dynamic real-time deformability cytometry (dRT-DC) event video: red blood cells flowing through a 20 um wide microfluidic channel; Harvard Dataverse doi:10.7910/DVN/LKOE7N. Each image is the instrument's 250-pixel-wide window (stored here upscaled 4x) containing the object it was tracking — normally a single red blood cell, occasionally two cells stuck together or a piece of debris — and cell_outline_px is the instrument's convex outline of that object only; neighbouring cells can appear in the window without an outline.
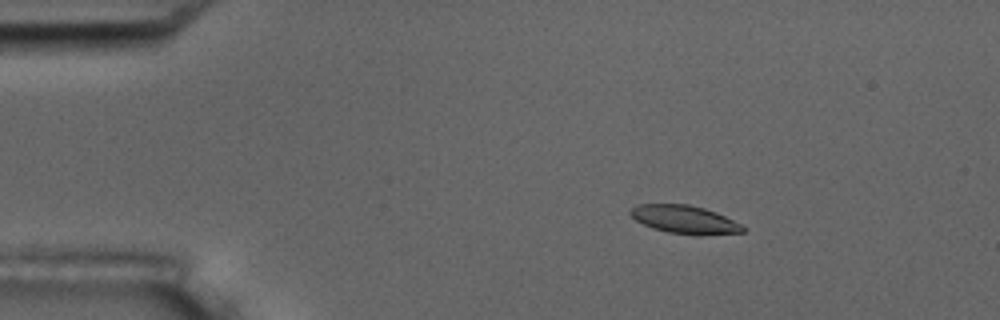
{"species": "common noctule bat (a hibernating species)", "species_latin": "Nyctalus noctula", "temperature_condition": "room temperature", "stored_images_in_passage": 4, "camera_frame_rate_fps": 3000, "um_per_image_px": 0.085, "animal": {"sex": "male", "body_mass_g": 17.5, "forearm_length_mm": 52.3}, "frame": {"image": 1, "passage_image": 2, "time_ms": 1.333, "image_size_px": [1000, 320], "cell_outline_px": [[744, 232], [700, 236], [696, 236], [668, 232], [652, 228], [636, 220], [628, 212], [632, 208], [640, 204], [688, 204], [704, 208], [716, 212], [740, 224], [744, 228]], "centroid_in_image_um": [58.19, 18.67], "position_along_channel_um": 26.8, "area_um2": 18.44}}